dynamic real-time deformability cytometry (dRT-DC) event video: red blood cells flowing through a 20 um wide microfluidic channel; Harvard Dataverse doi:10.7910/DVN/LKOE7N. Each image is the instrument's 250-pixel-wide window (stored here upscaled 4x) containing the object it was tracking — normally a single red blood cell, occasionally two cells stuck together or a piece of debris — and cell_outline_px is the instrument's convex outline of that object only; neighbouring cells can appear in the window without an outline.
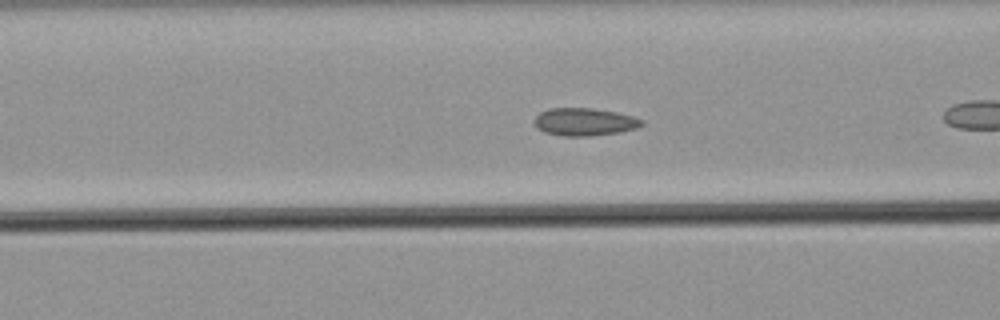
{"species": "common noctule bat (a hibernating species)", "species_latin": "Nyctalus noctula", "temperature_condition": "warm", "stored_images_in_passage": 23, "camera_frame_rate_fps": 3000, "um_per_image_px": 0.085, "animal": {"sex": "male", "body_mass_g": 21.5, "forearm_length_mm": 52.0}, "frame": {"image": 1, "passage_image": 4, "time_ms": 1.0, "image_size_px": [1000, 320], "cell_outline_px": [[644, 124], [636, 128], [620, 132], [588, 136], [560, 136], [544, 132], [536, 128], [532, 124], [532, 120], [540, 112], [548, 108], [592, 108], [616, 112], [632, 116], [644, 120]], "centroid_in_image_um": [49.62, 10.36], "position_along_channel_um": 117.0, "area_um2": 17.57}}
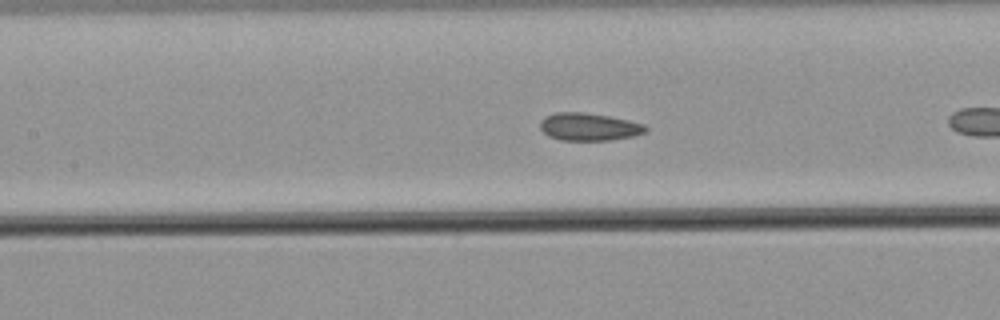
{"frame": {"image": 2, "passage_image": 7, "time_ms": 2.0, "image_size_px": [1000, 320], "cell_outline_px": [[648, 128], [644, 132], [632, 136], [612, 140], [560, 140], [548, 136], [540, 128], [540, 120], [544, 116], [556, 112], [584, 112], [608, 116], [628, 120], [644, 124]], "centroid_in_image_um": [50.02, 10.77], "position_along_channel_um": 157.4, "area_um2": 16.99}}
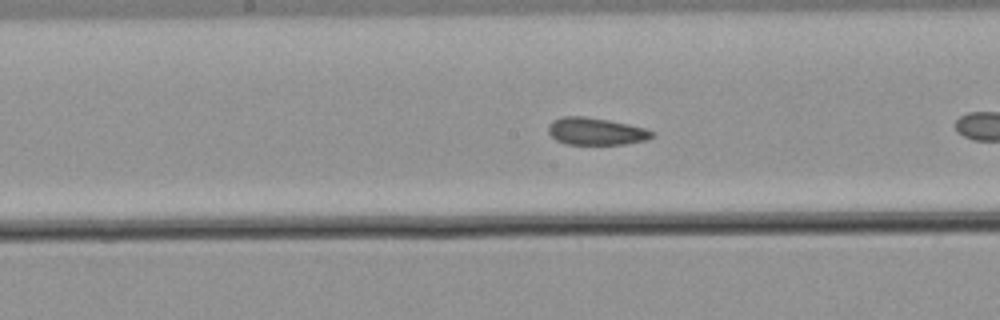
{"frame": {"image": 3, "passage_image": 10, "time_ms": 3.0, "image_size_px": [1000, 320], "cell_outline_px": [[656, 136], [648, 140], [624, 144], [568, 144], [556, 140], [548, 132], [548, 124], [552, 120], [560, 116], [588, 116], [628, 124], [644, 128], [656, 132]], "centroid_in_image_um": [50.67, 11.15], "position_along_channel_um": 197.5, "area_um2": 16.7}}